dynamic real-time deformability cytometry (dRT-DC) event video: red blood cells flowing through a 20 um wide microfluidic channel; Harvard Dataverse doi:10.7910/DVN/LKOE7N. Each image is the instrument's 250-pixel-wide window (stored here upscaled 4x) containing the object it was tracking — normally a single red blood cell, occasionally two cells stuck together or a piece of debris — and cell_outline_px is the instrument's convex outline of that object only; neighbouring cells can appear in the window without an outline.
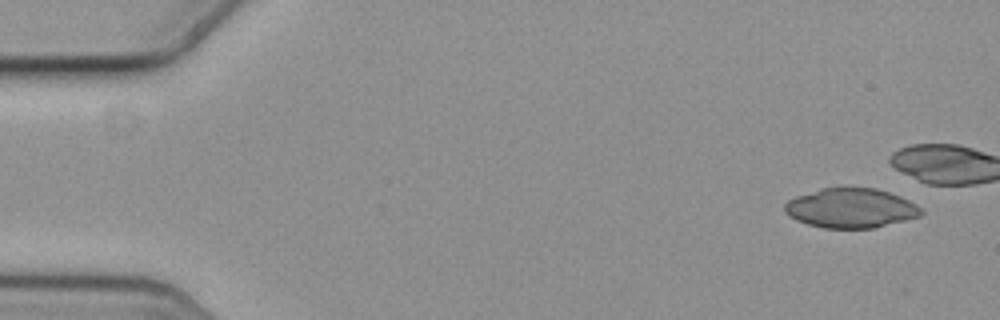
{"species": "common noctule bat (a hibernating species)", "species_latin": "Nyctalus noctula", "temperature_condition": "cold", "stored_images_in_passage": 11, "camera_frame_rate_fps": 3000, "um_per_image_px": 0.085, "animal": {"sex": "female", "body_mass_g": 19.3, "forearm_length_mm": 54.1}, "frame": {"image": 1, "passage_image": 1, "time_ms": 0.0, "image_size_px": [1000, 320], "cell_outline_px": [[924, 212], [920, 216], [872, 228], [824, 228], [808, 224], [796, 220], [788, 216], [784, 212], [784, 204], [788, 200], [796, 196], [820, 188], [876, 188], [900, 196], [916, 204]], "centroid_in_image_um": [72.29, 17.69], "position_along_channel_um": 12.7, "area_um2": 31.33}}